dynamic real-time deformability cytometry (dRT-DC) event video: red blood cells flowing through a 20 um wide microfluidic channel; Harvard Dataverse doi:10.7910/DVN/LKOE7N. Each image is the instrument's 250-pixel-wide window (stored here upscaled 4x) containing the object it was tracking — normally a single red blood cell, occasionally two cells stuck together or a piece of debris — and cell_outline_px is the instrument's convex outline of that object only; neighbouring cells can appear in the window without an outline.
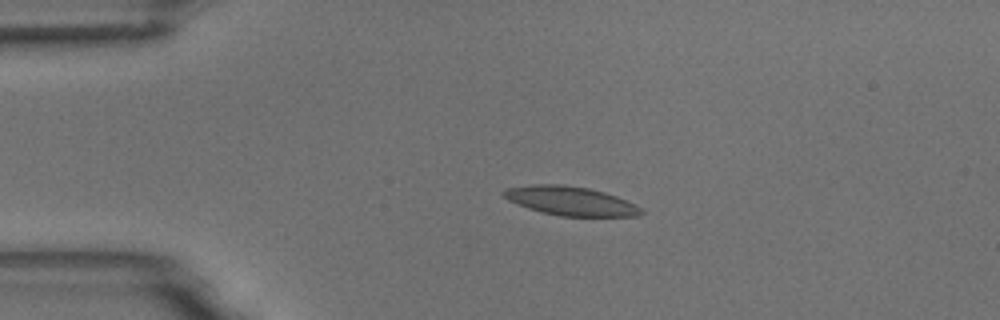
{"species": "common noctule bat (a hibernating species)", "species_latin": "Nyctalus noctula", "temperature_condition": "room temperature", "stored_images_in_passage": 41, "camera_frame_rate_fps": 3000, "um_per_image_px": 0.085, "animal": {"sex": "male", "body_mass_g": 18.8}, "frame": {"image": 1, "passage_image": 5, "time_ms": 1.333, "image_size_px": [1000, 320], "cell_outline_px": [[644, 212], [636, 216], [560, 216], [540, 212], [528, 208], [508, 200], [500, 192], [504, 188], [532, 184], [564, 184], [588, 188], [604, 192], [616, 196], [640, 208]], "centroid_in_image_um": [48.42, 17.07], "position_along_channel_um": 36.6, "area_um2": 23.12}}
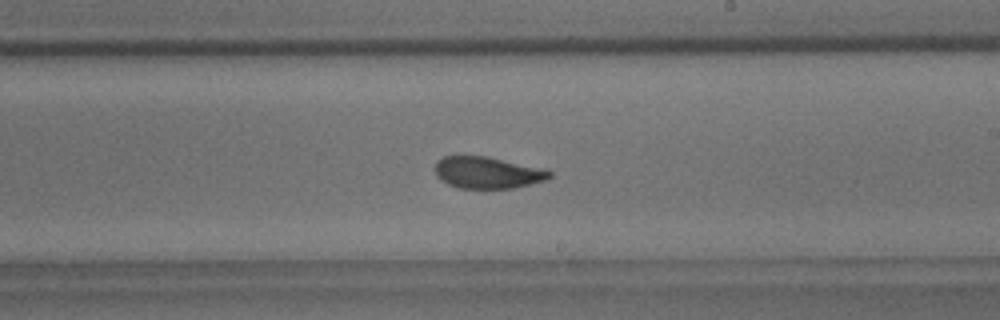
{"frame": {"image": 2, "passage_image": 25, "time_ms": 8.0, "image_size_px": [1000, 320], "cell_outline_px": [[552, 176], [548, 180], [512, 188], [460, 188], [448, 184], [440, 180], [436, 176], [436, 160], [444, 156], [488, 156], [544, 168], [552, 172]], "centroid_in_image_um": [41.46, 14.66], "position_along_channel_um": 247.5, "area_um2": 21.33}}
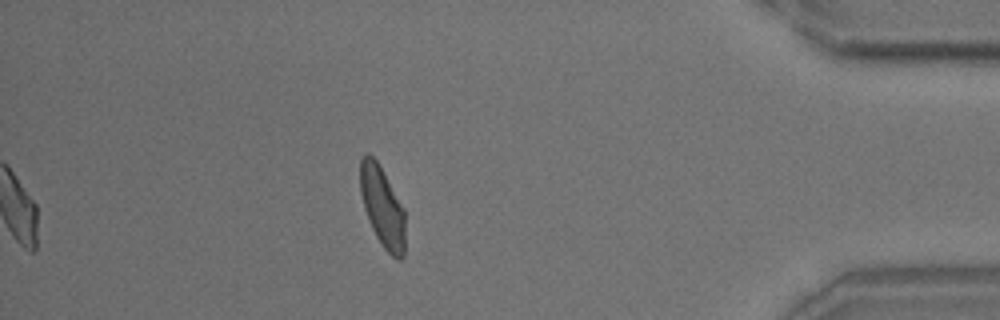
{"frame": {"image": 3, "passage_image": 41, "time_ms": 13.333, "image_size_px": [1000, 320], "cell_outline_px": [[404, 256], [400, 260], [396, 260], [384, 248], [376, 236], [372, 228], [364, 208], [360, 192], [360, 160], [364, 152], [368, 152], [376, 160], [404, 208]], "centroid_in_image_um": [32.49, 17.58], "position_along_channel_um": 402.7, "area_um2": 20.92}, "authors_computed_cell_mechanics": {"area_um2": 21.9062, "velocity_mm_per_s": 3.7009, "shape_relaxation_time_tau1_ms": 4.378, "shape_relaxation_time_tau2_ms": 1.2424, "deformation_change_tau1": 0.1367, "deformation_change_tau2": 0.0682}}